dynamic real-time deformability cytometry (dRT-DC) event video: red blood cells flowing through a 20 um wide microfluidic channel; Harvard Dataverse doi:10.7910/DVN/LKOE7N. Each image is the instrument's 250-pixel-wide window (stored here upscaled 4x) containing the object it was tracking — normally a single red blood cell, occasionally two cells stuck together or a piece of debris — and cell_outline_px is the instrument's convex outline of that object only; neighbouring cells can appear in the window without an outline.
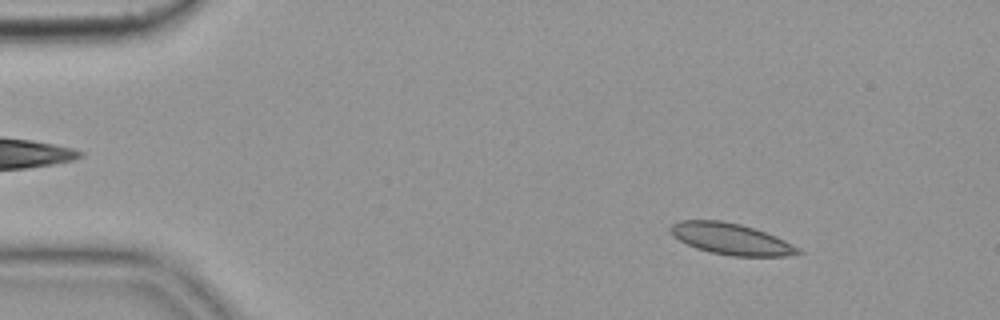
{"species": "common noctule bat (a hibernating species)", "species_latin": "Nyctalus noctula", "temperature_condition": "cold", "stored_images_in_passage": 55, "camera_frame_rate_fps": 3000, "um_per_image_px": 0.085, "animal": {"sex": "female", "body_mass_g": 19.9}, "frame": {"image": 1, "passage_image": 7, "time_ms": 2.0, "image_size_px": [1000, 320], "cell_outline_px": [[804, 252], [784, 256], [732, 256], [712, 252], [696, 248], [672, 236], [668, 228], [672, 224], [680, 220], [720, 220], [740, 224], [776, 236], [800, 248]], "centroid_in_image_um": [62.12, 20.3], "position_along_channel_um": 22.9, "area_um2": 23.12}}
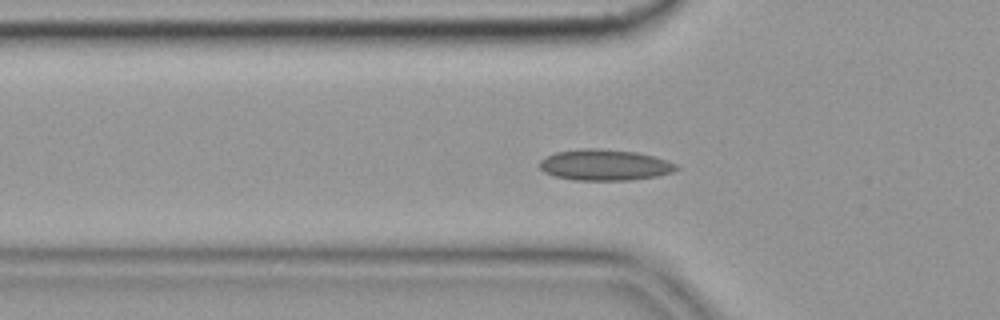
{"frame": {"image": 2, "passage_image": 18, "time_ms": 5.667, "image_size_px": [1000, 320], "cell_outline_px": [[680, 168], [672, 172], [656, 176], [632, 180], [572, 180], [556, 176], [544, 172], [540, 168], [540, 160], [556, 152], [588, 148], [596, 148], [636, 152], [652, 156], [676, 164]], "centroid_in_image_um": [51.4, 14.03], "position_along_channel_um": 74.4, "area_um2": 24.45}, "authors_computed_cell_mechanics": {"area_um2": 22.831, "velocity_mm_per_s": 3.5955, "shape_relaxation_time_tau1_ms": null, "shape_relaxation_time_tau2_ms": 2.0403, "deformation_change_tau1": null, "deformation_change_tau2": 0.0764}}